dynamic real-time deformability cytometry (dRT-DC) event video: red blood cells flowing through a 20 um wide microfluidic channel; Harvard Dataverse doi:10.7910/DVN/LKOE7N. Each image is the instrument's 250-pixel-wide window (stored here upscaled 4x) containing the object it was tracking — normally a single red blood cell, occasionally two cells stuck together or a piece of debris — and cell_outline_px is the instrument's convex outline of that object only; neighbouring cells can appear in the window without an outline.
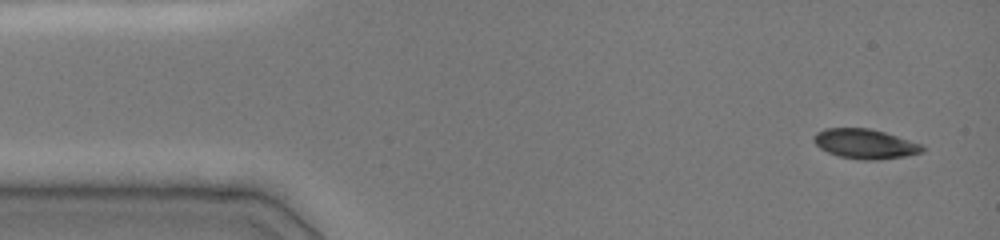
{"species": "common noctule bat (a hibernating species)", "species_latin": "Nyctalus noctula", "temperature_condition": "cold", "stored_images_in_passage": 16, "camera_frame_rate_fps": 3000, "um_per_image_px": 0.085, "animal": {"sex": "female", "body_mass_g": 19.0, "forearm_length_mm": 51.5}, "frame": {"image": 1, "passage_image": 1, "time_ms": 0.0, "image_size_px": [1000, 240], "cell_outline_px": [[924, 152], [904, 156], [876, 160], [860, 160], [840, 156], [828, 152], [820, 148], [812, 140], [812, 136], [816, 132], [824, 128], [868, 128], [884, 132], [924, 144]], "centroid_in_image_um": [73.53, 12.22], "position_along_channel_um": 11.5, "area_um2": 18.9}}
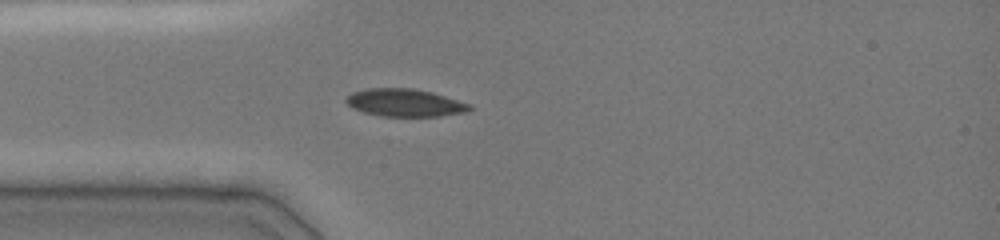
{"frame": {"image": 2, "passage_image": 12, "time_ms": 3.333, "image_size_px": [1000, 240], "cell_outline_px": [[472, 108], [468, 112], [440, 116], [380, 116], [364, 112], [352, 108], [344, 100], [352, 92], [368, 88], [412, 88], [432, 92], [472, 104]], "centroid_in_image_um": [34.43, 8.73], "position_along_channel_um": 50.6, "area_um2": 20.0}}
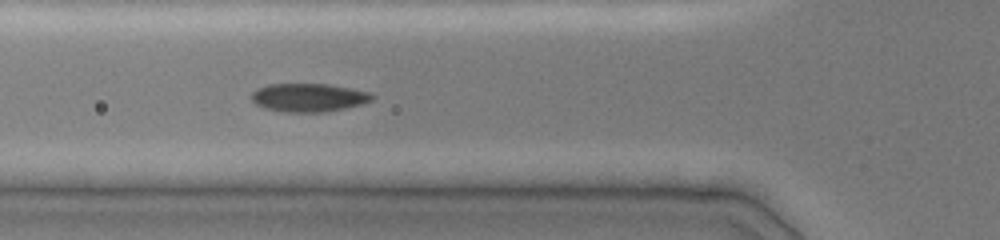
{"frame": {"image": 3, "passage_image": 16, "time_ms": 4.667, "image_size_px": [1000, 240], "cell_outline_px": [[376, 96], [372, 100], [360, 104], [344, 108], [324, 112], [288, 112], [264, 108], [256, 104], [252, 100], [252, 92], [268, 84], [328, 84], [368, 92]], "centroid_in_image_um": [26.23, 8.29], "position_along_channel_um": 99.6, "area_um2": 19.65}}